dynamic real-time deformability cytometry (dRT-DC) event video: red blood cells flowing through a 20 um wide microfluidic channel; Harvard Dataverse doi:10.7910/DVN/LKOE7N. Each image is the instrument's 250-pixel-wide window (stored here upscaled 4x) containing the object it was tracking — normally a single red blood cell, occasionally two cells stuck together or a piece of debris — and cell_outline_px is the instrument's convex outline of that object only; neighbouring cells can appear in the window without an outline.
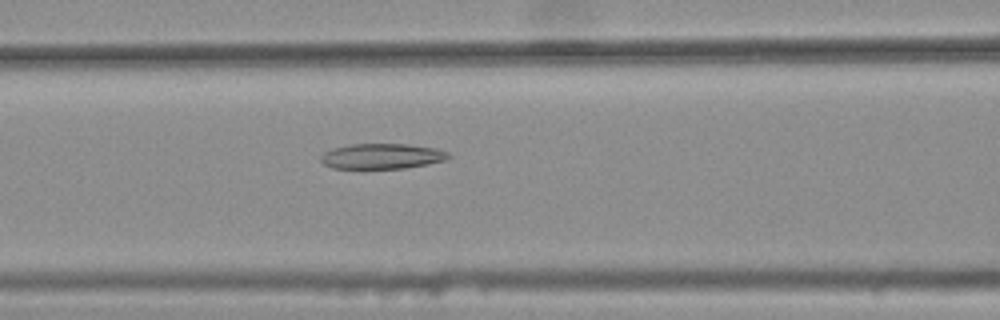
{"species": "common noctule bat (a hibernating species)", "species_latin": "Nyctalus noctula", "temperature_condition": "warm", "stored_images_in_passage": 44, "camera_frame_rate_fps": 3000, "um_per_image_px": 0.085, "animal": {"sex": "female", "body_mass_g": 25.1}, "frame": {"image": 1, "passage_image": 19, "time_ms": 6.0, "image_size_px": [1000, 320], "cell_outline_px": [[452, 156], [444, 160], [428, 164], [404, 168], [332, 168], [324, 164], [320, 160], [320, 156], [324, 152], [332, 148], [352, 144], [408, 144], [436, 148], [448, 152]], "centroid_in_image_um": [32.46, 13.27], "position_along_channel_um": 134.1, "area_um2": 18.84}}
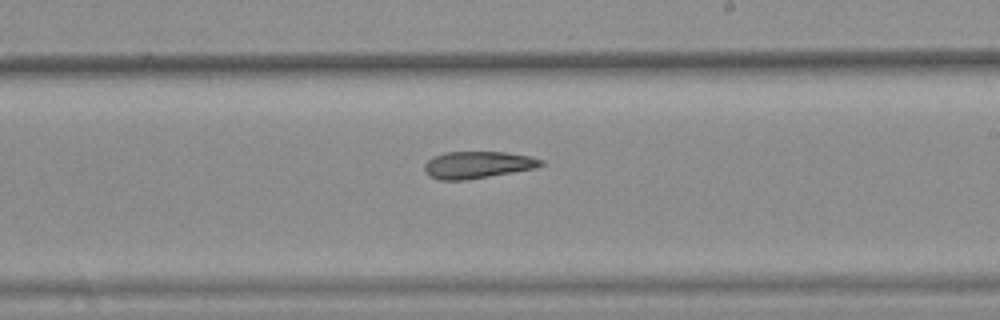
{"frame": {"image": 2, "passage_image": 28, "time_ms": 9.0, "image_size_px": [1000, 320], "cell_outline_px": [[544, 164], [536, 168], [464, 180], [440, 180], [432, 176], [424, 168], [424, 164], [432, 156], [444, 152], [504, 152], [532, 156], [544, 160]], "centroid_in_image_um": [40.62, 13.99], "position_along_channel_um": 248.4, "area_um2": 18.21}}
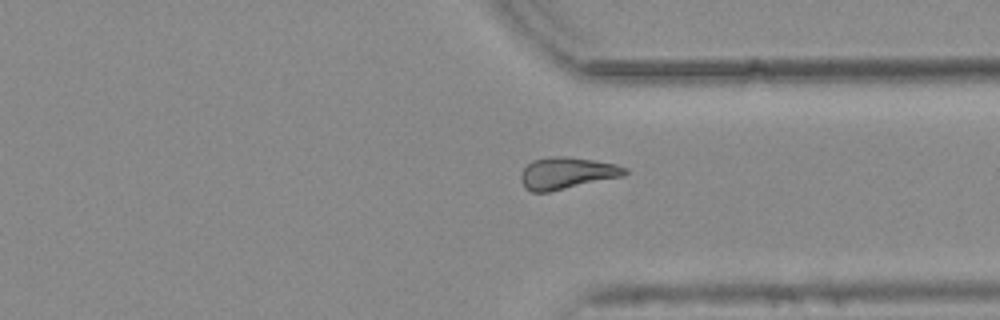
{"frame": {"image": 3, "passage_image": 37, "time_ms": 12.0, "image_size_px": [1000, 320], "cell_outline_px": [[628, 172], [624, 176], [548, 192], [532, 192], [524, 188], [520, 180], [520, 176], [524, 168], [532, 160], [556, 156], [564, 156], [592, 160], [616, 164], [628, 168]], "centroid_in_image_um": [48.18, 14.72], "position_along_channel_um": 363.2, "area_um2": 19.25}, "authors_computed_cell_mechanics": {"area_um2": 19.2474, "velocity_mm_per_s": 3.8143, "shape_relaxation_time_tau1_ms": null, "shape_relaxation_time_tau2_ms": 10.6569, "deformation_change_tau1": null, "deformation_change_tau2": 0.2295}}